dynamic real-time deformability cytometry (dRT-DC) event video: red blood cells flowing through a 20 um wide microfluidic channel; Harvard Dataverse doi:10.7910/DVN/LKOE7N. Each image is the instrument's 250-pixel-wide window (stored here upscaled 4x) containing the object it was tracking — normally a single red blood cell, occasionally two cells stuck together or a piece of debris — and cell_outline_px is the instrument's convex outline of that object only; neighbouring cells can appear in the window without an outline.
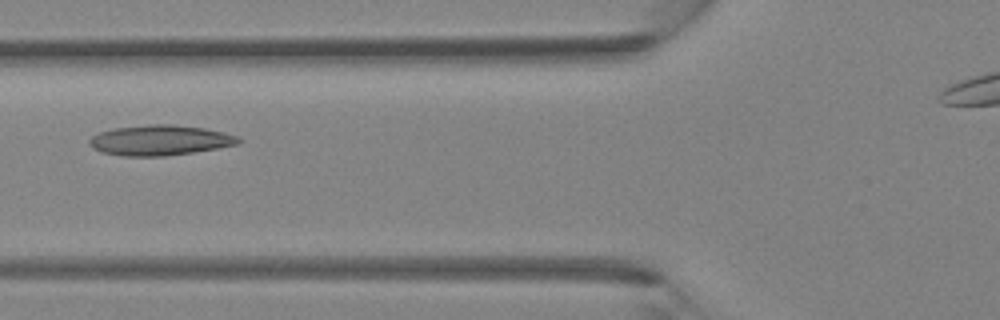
{"species": "Egyptian fruit bat (a non-hibernating species)", "species_latin": "Rousettus aegyptiacus", "temperature_condition": "room temperature", "stored_images_in_passage": 5, "camera_frame_rate_fps": 3000, "um_per_image_px": 0.085, "animal": {"sex": "female"}, "frame": {"image": 1, "passage_image": 5, "time_ms": 1.333, "image_size_px": [1000, 320], "cell_outline_px": [[244, 140], [236, 144], [216, 148], [192, 152], [164, 156], [124, 156], [100, 152], [92, 148], [88, 144], [88, 140], [92, 136], [100, 132], [112, 128], [148, 124], [172, 124], [204, 128], [224, 132], [240, 136]], "centroid_in_image_um": [13.57, 11.91], "position_along_channel_um": 112.2, "area_um2": 26.47}}